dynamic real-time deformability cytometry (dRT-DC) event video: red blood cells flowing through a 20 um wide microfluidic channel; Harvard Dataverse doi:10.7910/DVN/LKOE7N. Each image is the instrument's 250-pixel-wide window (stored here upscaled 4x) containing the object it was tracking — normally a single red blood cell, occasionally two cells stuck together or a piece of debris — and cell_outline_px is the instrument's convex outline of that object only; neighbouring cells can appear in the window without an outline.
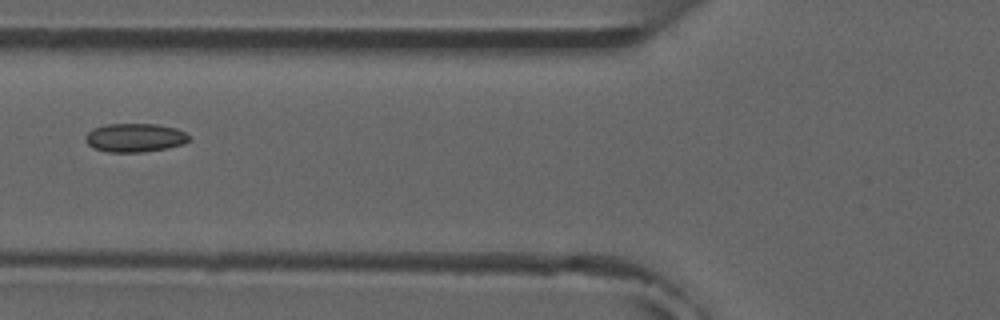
{"species": "common noctule bat (a hibernating species)", "species_latin": "Nyctalus noctula", "temperature_condition": "room temperature", "stored_images_in_passage": 8, "camera_frame_rate_fps": 3000, "um_per_image_px": 0.085, "animal": {"sex": "male", "forearm_length_mm": 52.5}, "frame": {"image": 1, "passage_image": 6, "time_ms": 6.667, "image_size_px": [1000, 320], "cell_outline_px": [[192, 140], [184, 144], [168, 148], [144, 152], [108, 152], [92, 148], [84, 140], [84, 136], [92, 128], [104, 124], [156, 124], [176, 128], [184, 132]], "centroid_in_image_um": [11.45, 11.71], "position_along_channel_um": 114.4, "area_um2": 17.57}}
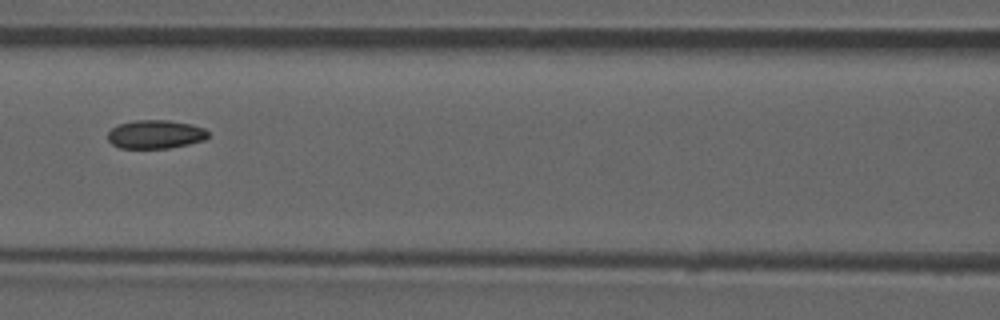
{"frame": {"image": 2, "passage_image": 7, "time_ms": 7.667, "image_size_px": [1000, 320], "cell_outline_px": [[208, 136], [204, 140], [188, 144], [168, 148], [120, 148], [112, 144], [108, 140], [108, 132], [112, 128], [120, 124], [136, 120], [168, 120], [192, 124], [204, 128], [208, 132]], "centroid_in_image_um": [13.21, 11.41], "position_along_channel_um": 153.4, "area_um2": 16.65}}